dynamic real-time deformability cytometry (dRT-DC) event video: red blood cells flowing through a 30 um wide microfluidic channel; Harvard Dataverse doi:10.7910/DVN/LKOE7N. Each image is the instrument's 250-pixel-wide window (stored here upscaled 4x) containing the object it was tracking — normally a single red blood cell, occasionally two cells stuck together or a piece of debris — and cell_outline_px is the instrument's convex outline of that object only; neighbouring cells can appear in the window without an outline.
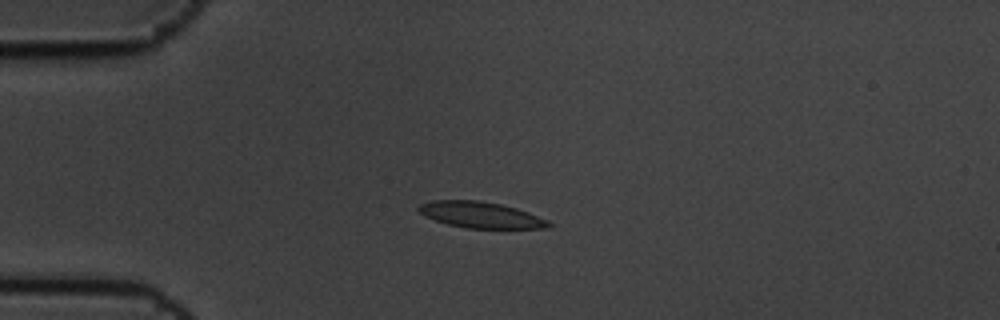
{"species": "common noctule bat (a hibernating species)", "species_latin": "Nyctalus noctula", "temperature_condition": "cold", "stored_images_in_passage": 7, "camera_frame_rate_fps": 3000, "um_per_image_px": 0.085, "animal": {"sex": "male", "body_mass_g": 19.5, "forearm_length_mm": 54.6}, "frame": {"image": 1, "passage_image": 3, "time_ms": 0.667, "image_size_px": [1000, 320], "cell_outline_px": [[552, 228], [468, 228], [448, 224], [424, 216], [416, 208], [420, 204], [432, 200], [480, 200], [500, 204], [516, 208], [528, 212], [548, 220], [552, 224]], "centroid_in_image_um": [40.87, 18.26], "position_along_channel_um": 44.1, "area_um2": 19.77}}
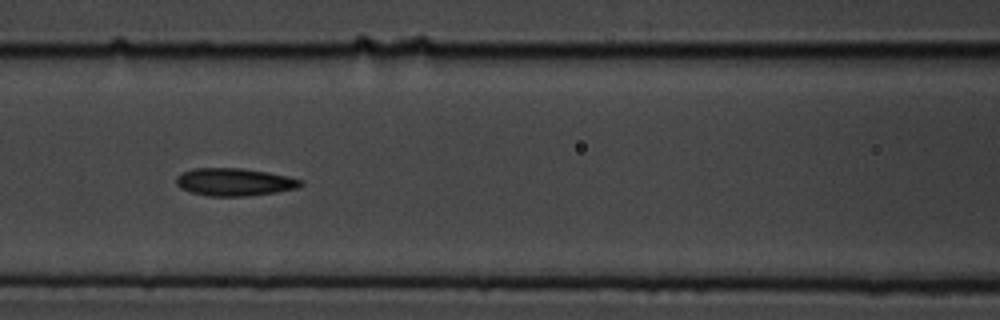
{"frame": {"image": 2, "passage_image": 6, "time_ms": 1.667, "image_size_px": [1000, 320], "cell_outline_px": [[304, 184], [296, 188], [276, 192], [248, 196], [208, 196], [192, 192], [180, 188], [176, 184], [176, 176], [192, 168], [240, 168], [268, 172], [288, 176], [304, 180]], "centroid_in_image_um": [19.94, 15.47], "position_along_channel_um": 146.7, "area_um2": 20.11}}
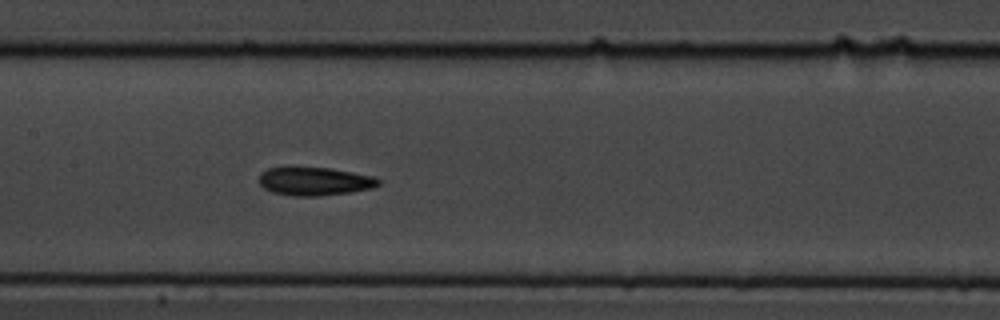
{"frame": {"image": 3, "passage_image": 7, "time_ms": 2.0, "image_size_px": [1000, 320], "cell_outline_px": [[380, 184], [372, 188], [352, 192], [320, 196], [292, 196], [272, 192], [264, 188], [260, 184], [260, 172], [268, 168], [284, 164], [292, 164], [328, 168], [352, 172], [372, 176], [380, 180]], "centroid_in_image_um": [26.66, 15.37], "position_along_channel_um": 180.7, "area_um2": 20.52}}